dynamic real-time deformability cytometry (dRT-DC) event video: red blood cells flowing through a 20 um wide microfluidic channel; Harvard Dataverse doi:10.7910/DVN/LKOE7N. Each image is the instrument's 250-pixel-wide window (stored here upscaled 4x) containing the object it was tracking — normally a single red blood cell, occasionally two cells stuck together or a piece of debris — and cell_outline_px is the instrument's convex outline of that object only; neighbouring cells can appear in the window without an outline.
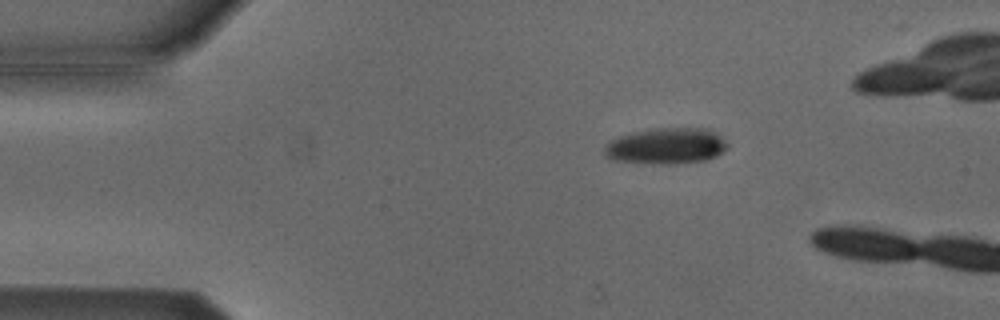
{"species": "Egyptian fruit bat (a non-hibernating species)", "species_latin": "Rousettus aegyptiacus", "temperature_condition": "cold", "stored_images_in_passage": 4, "camera_frame_rate_fps": 3000, "um_per_image_px": 0.085, "animal": {"sex": "male"}, "frame": {"image": 1, "passage_image": 2, "time_ms": 0.333, "image_size_px": [1000, 320], "cell_outline_px": [[728, 148], [724, 152], [708, 160], [676, 164], [664, 164], [616, 160], [604, 156], [604, 148], [612, 140], [620, 136], [632, 132], [656, 128], [712, 128], [728, 144]], "centroid_in_image_um": [56.7, 12.4], "position_along_channel_um": 28.3, "area_um2": 25.95}}